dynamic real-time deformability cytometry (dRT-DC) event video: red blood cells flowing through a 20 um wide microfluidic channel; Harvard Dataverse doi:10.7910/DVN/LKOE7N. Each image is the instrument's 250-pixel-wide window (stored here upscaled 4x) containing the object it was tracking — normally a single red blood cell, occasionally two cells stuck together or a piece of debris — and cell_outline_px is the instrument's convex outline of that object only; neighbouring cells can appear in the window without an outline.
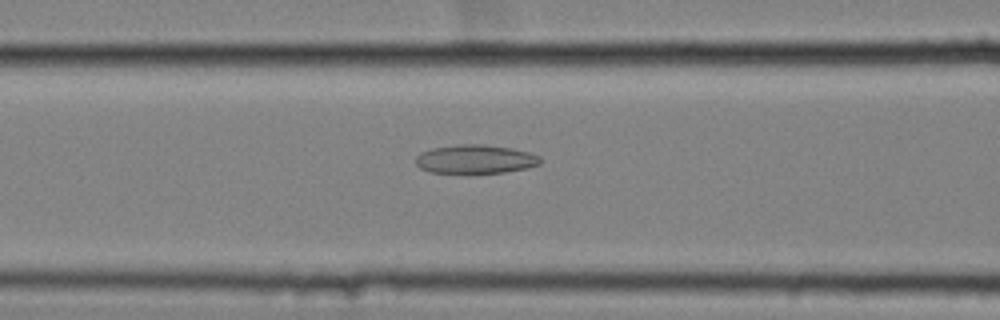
{"species": "common noctule bat (a hibernating species)", "species_latin": "Nyctalus noctula", "temperature_condition": "cold", "stored_images_in_passage": 39, "camera_frame_rate_fps": 3000, "um_per_image_px": 0.085, "animal": {"sex": "female", "body_mass_g": 25.1}, "frame": {"image": 1, "passage_image": 11, "time_ms": 3.333, "image_size_px": [1000, 320], "cell_outline_px": [[540, 164], [524, 168], [504, 172], [432, 172], [420, 168], [416, 164], [416, 156], [420, 152], [432, 148], [456, 144], [484, 144], [512, 148], [528, 152], [540, 156]], "centroid_in_image_um": [40.38, 13.5], "position_along_channel_um": 126.2, "area_um2": 20.63}}
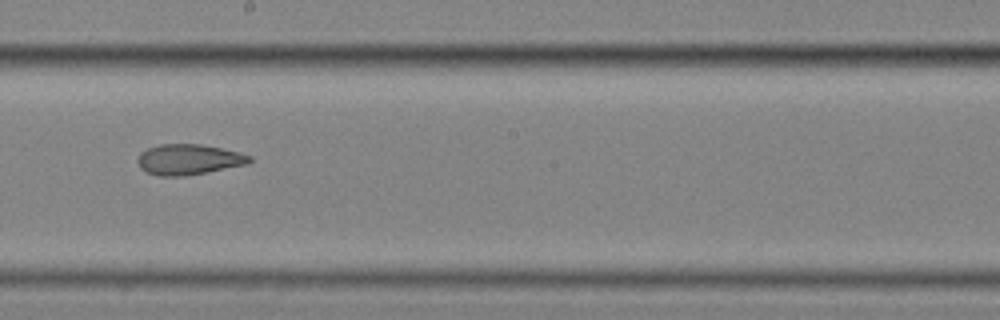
{"frame": {"image": 2, "passage_image": 20, "time_ms": 6.333, "image_size_px": [1000, 320], "cell_outline_px": [[252, 160], [248, 164], [208, 172], [184, 176], [156, 176], [140, 168], [136, 160], [140, 152], [148, 148], [160, 144], [200, 144], [240, 152], [252, 156]], "centroid_in_image_um": [16.03, 13.56], "position_along_channel_um": 232.2, "area_um2": 20.06}}
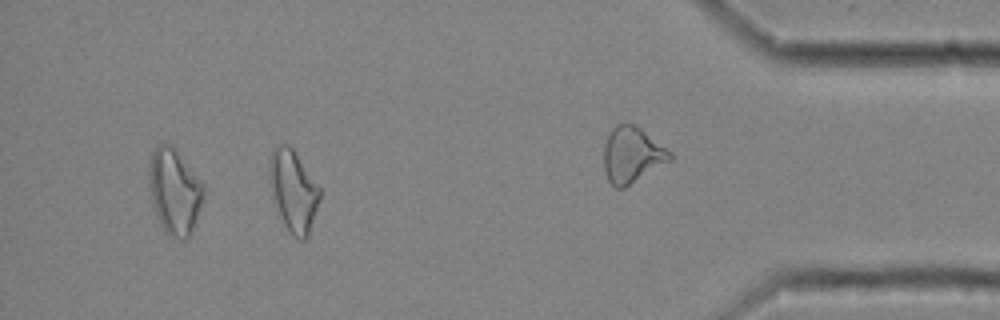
{"frame": {"image": 3, "passage_image": 33, "time_ms": 10.667, "image_size_px": [1000, 320], "cell_outline_px": [[320, 200], [308, 236], [304, 240], [300, 240], [292, 236], [284, 224], [276, 208], [272, 196], [268, 180], [268, 160], [272, 152], [276, 148], [284, 144], [288, 144], [292, 148], [320, 188]], "centroid_in_image_um": [24.91, 16.25], "position_along_channel_um": 410.3, "area_um2": 23.87}, "authors_computed_cell_mechanics": {"area_um2": 20.6346, "velocity_mm_per_s": 3.5335, "shape_relaxation_time_tau1_ms": null, "shape_relaxation_time_tau2_ms": 4.5904, "deformation_change_tau1": null, "deformation_change_tau2": 0.1316}}